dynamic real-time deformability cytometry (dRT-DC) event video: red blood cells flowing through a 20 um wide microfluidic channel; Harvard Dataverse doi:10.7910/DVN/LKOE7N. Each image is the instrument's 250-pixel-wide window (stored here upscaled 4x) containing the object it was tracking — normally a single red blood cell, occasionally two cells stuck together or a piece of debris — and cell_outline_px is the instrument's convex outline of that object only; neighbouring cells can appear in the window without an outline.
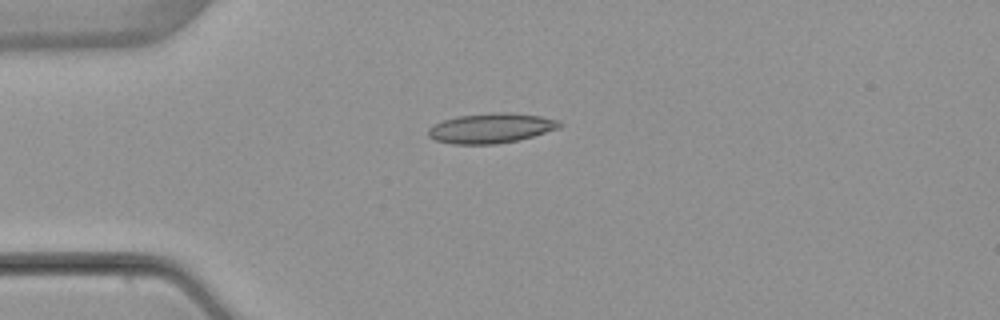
{"species": "common noctule bat (a hibernating species)", "species_latin": "Nyctalus noctula", "temperature_condition": "warm", "stored_images_in_passage": 1, "camera_frame_rate_fps": 3000, "um_per_image_px": 0.085, "animal": {"sex": "female", "body_mass_g": 22.7, "forearm_length_mm": 54.2}, "frame": {"image": 1, "passage_image": 1, "time_ms": 0.0, "image_size_px": [1000, 320], "cell_outline_px": [[564, 124], [560, 128], [520, 140], [496, 144], [452, 144], [436, 140], [428, 136], [428, 128], [444, 120], [456, 116], [492, 112], [508, 112], [540, 116], [560, 120]], "centroid_in_image_um": [41.78, 10.89], "position_along_channel_um": 43.2, "area_um2": 23.06}}